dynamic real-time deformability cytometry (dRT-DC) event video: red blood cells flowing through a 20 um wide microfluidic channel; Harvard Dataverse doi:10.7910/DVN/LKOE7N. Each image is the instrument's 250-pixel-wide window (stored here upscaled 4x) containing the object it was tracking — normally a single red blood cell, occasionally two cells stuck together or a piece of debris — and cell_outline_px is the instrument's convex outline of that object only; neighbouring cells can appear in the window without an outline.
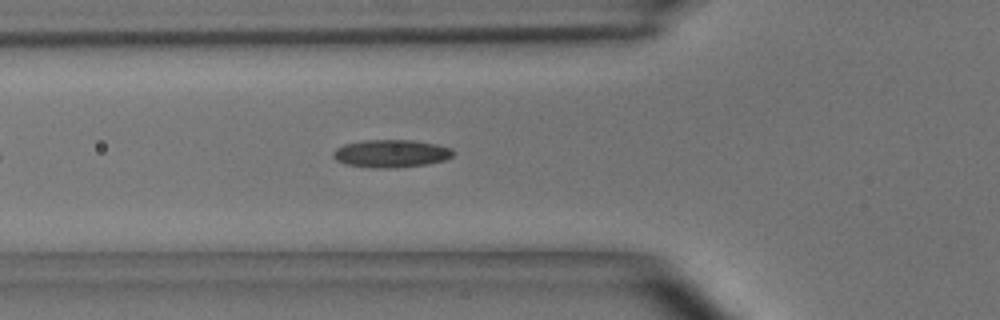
{"species": "common noctule bat (a hibernating species)", "species_latin": "Nyctalus noctula", "temperature_condition": "room temperature", "stored_images_in_passage": 18, "camera_frame_rate_fps": 3000, "um_per_image_px": 0.085, "animal": {"sex": "male", "body_mass_g": 15.6}, "frame": {"image": 1, "passage_image": 6, "time_ms": 1.667, "image_size_px": [1000, 320], "cell_outline_px": [[456, 152], [452, 156], [444, 160], [428, 164], [392, 168], [376, 168], [344, 164], [336, 160], [332, 156], [332, 152], [336, 148], [344, 144], [364, 140], [412, 140], [436, 144], [452, 148]], "centroid_in_image_um": [33.24, 13.05], "position_along_channel_um": 92.6, "area_um2": 19.54}}